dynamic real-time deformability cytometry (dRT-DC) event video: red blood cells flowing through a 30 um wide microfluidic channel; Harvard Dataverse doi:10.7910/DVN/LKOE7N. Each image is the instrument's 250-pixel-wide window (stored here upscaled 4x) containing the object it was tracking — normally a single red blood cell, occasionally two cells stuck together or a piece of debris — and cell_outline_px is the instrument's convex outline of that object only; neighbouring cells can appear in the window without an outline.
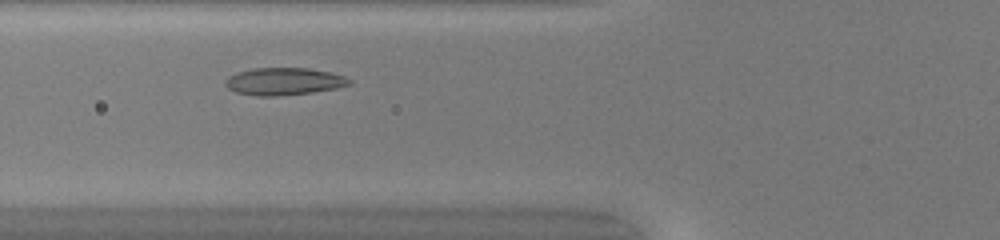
{"species": "common noctule bat (a hibernating species)", "species_latin": "Nyctalus noctula", "temperature_condition": "warm", "stored_images_in_passage": 32, "camera_frame_rate_fps": 3000, "um_per_image_px": 0.085, "animal": {"sex": "female", "body_mass_g": 20.0, "forearm_length_mm": 54.0}, "frame": {"image": 1, "passage_image": 7, "time_ms": 2.0, "image_size_px": [1000, 240], "cell_outline_px": [[352, 84], [336, 88], [312, 92], [276, 96], [256, 96], [236, 92], [228, 88], [224, 84], [224, 80], [228, 76], [236, 72], [252, 68], [308, 68], [328, 72], [344, 76], [352, 80]], "centroid_in_image_um": [24.09, 6.92], "position_along_channel_um": 101.7, "area_um2": 19.83}}
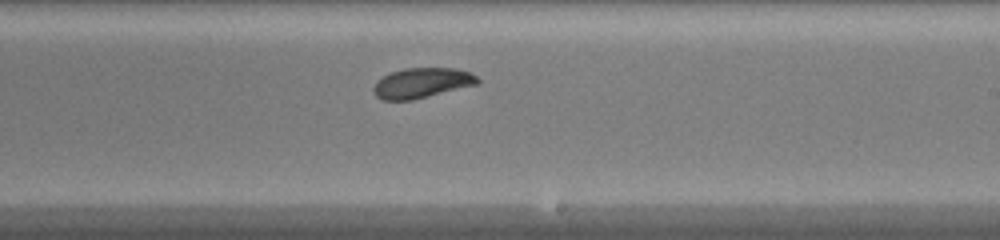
{"frame": {"image": 2, "passage_image": 18, "time_ms": 5.667, "image_size_px": [1000, 240], "cell_outline_px": [[480, 80], [476, 84], [412, 100], [380, 100], [372, 92], [372, 88], [376, 80], [392, 72], [404, 68], [452, 68], [468, 72], [476, 76]], "centroid_in_image_um": [35.78, 7.05], "position_along_channel_um": 253.2, "area_um2": 18.09}}
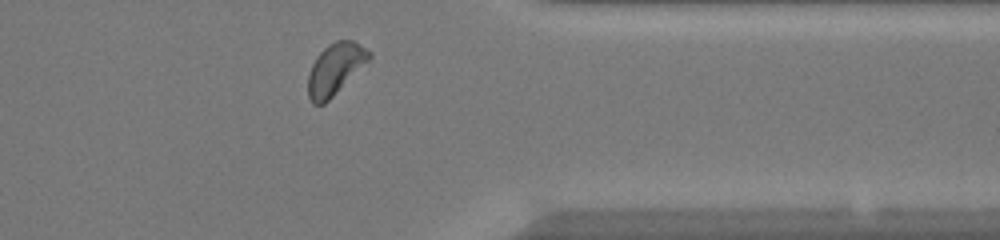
{"frame": {"image": 3, "passage_image": 28, "time_ms": 9.0, "image_size_px": [1000, 240], "cell_outline_px": [[372, 56], [324, 104], [312, 104], [308, 96], [308, 72], [316, 56], [328, 44], [336, 40], [352, 40], [372, 52]], "centroid_in_image_um": [28.45, 5.84], "position_along_channel_um": 382.9, "area_um2": 17.92}, "authors_computed_cell_mechanics": {"area_um2": 18.5827, "velocity_mm_per_s": 4.1352, "shape_relaxation_time_tau1_ms": 6.685, "shape_relaxation_time_tau2_ms": 1.2401, "deformation_change_tau1": 0.1498, "deformation_change_tau2": 0.0331}}